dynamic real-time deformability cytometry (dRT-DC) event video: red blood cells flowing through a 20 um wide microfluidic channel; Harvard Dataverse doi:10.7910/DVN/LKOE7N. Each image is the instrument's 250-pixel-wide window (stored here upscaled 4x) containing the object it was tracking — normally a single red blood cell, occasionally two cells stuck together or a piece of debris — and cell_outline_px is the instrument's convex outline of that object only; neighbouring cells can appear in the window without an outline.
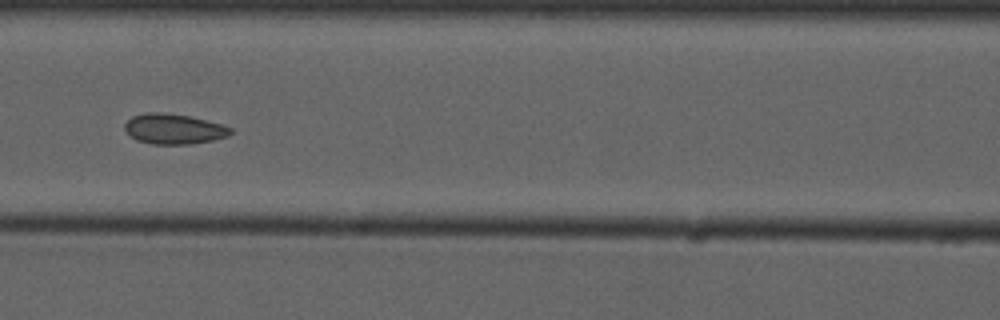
{"species": "common noctule bat (a hibernating species)", "species_latin": "Nyctalus noctula", "temperature_condition": "cold", "stored_images_in_passage": 13, "camera_frame_rate_fps": 3000, "um_per_image_px": 0.085, "animal": {"sex": "male", "forearm_length_mm": 52.5}, "frame": {"image": 1, "passage_image": 6, "time_ms": 7.333, "image_size_px": [1000, 320], "cell_outline_px": [[232, 132], [228, 136], [212, 140], [192, 144], [152, 144], [136, 140], [124, 128], [124, 124], [132, 116], [148, 112], [160, 112], [188, 116], [220, 124], [232, 128]], "centroid_in_image_um": [14.76, 10.96], "position_along_channel_um": 151.8, "area_um2": 18.44}}
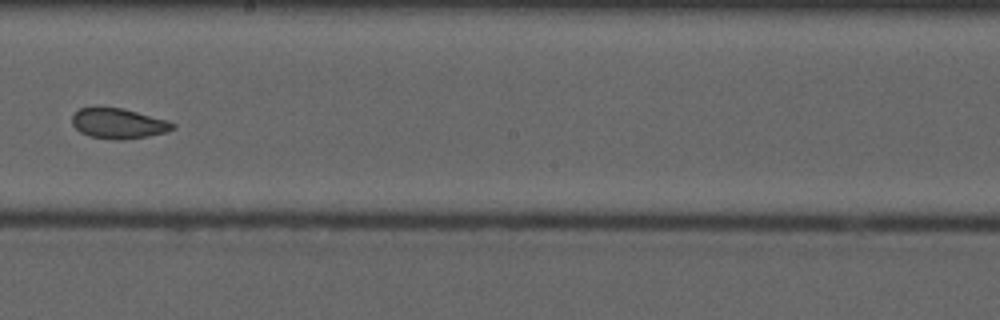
{"frame": {"image": 2, "passage_image": 8, "time_ms": 9.667, "image_size_px": [1000, 320], "cell_outline_px": [[176, 128], [164, 132], [148, 136], [120, 140], [116, 140], [92, 136], [80, 132], [72, 124], [72, 116], [80, 108], [120, 108], [136, 112], [164, 120], [176, 124]], "centroid_in_image_um": [10.05, 10.51], "position_along_channel_um": 238.1, "area_um2": 17.22}}
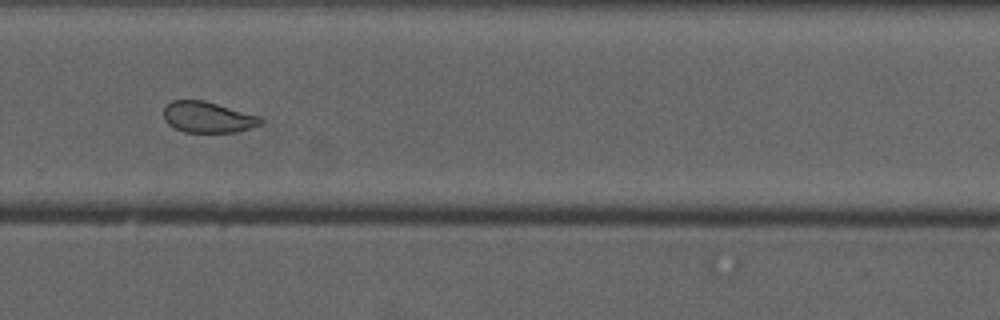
{"frame": {"image": 3, "passage_image": 10, "time_ms": 11.667, "image_size_px": [1000, 320], "cell_outline_px": [[264, 120], [260, 124], [236, 132], [184, 132], [168, 124], [164, 120], [164, 104], [172, 100], [204, 100], [260, 116]], "centroid_in_image_um": [17.63, 9.95], "position_along_channel_um": 312.2, "area_um2": 17.51}, "authors_computed_cell_mechanics": {"area_um2": 18.8428, "velocity_mm_per_s": 3.7226, "shape_relaxation_time_tau1_ms": null, "shape_relaxation_time_tau2_ms": 1.2016, "deformation_change_tau1": null, "deformation_change_tau2": 0.0437}}